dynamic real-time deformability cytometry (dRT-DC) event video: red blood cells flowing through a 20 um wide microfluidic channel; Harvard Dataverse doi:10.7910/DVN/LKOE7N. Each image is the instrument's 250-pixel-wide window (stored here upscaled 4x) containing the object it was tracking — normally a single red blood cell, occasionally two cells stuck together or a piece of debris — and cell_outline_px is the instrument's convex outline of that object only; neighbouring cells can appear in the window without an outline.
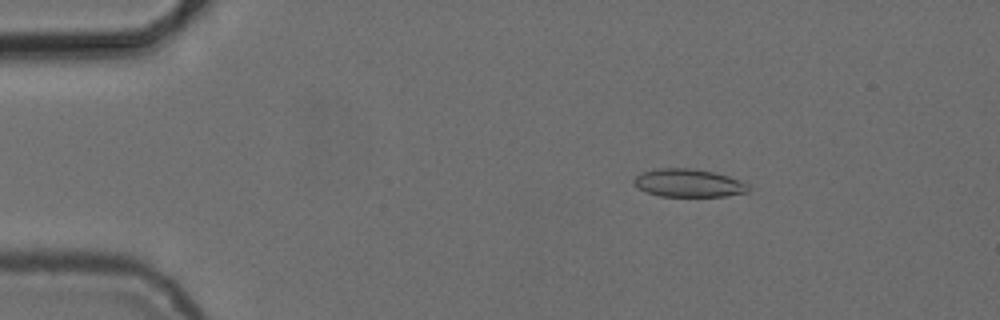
{"species": "common noctule bat (a hibernating species)", "species_latin": "Nyctalus noctula", "temperature_condition": "cold", "stored_images_in_passage": 6, "camera_frame_rate_fps": 3000, "um_per_image_px": 0.085, "animal": {"sex": "female", "body_mass_g": 24.6, "forearm_length_mm": 56.2}, "frame": {"image": 1, "passage_image": 3, "time_ms": 2.333, "image_size_px": [1000, 320], "cell_outline_px": [[748, 192], [724, 196], [660, 196], [644, 192], [632, 184], [632, 180], [636, 176], [644, 172], [656, 168], [692, 168], [712, 172], [728, 176], [748, 184]], "centroid_in_image_um": [58.46, 15.56], "position_along_channel_um": 26.5, "area_um2": 18.67}}